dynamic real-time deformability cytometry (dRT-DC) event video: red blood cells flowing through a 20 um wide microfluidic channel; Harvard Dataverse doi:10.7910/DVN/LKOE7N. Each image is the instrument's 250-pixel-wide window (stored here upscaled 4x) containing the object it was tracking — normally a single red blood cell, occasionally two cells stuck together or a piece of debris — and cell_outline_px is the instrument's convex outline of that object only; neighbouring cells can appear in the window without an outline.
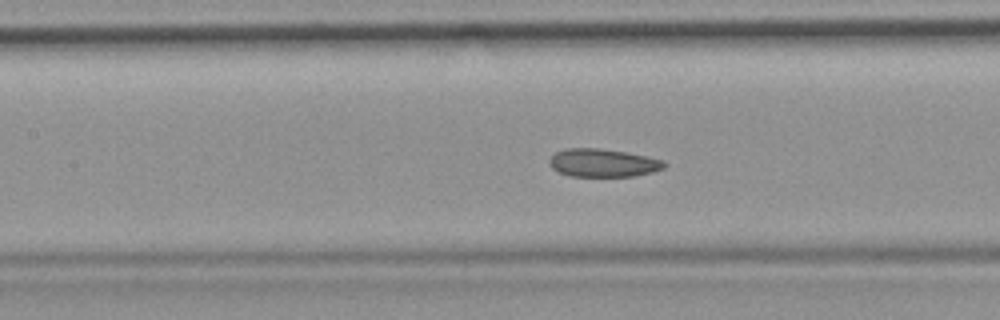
{"species": "common noctule bat (a hibernating species)", "species_latin": "Nyctalus noctula", "temperature_condition": "room temperature", "stored_images_in_passage": 52, "camera_frame_rate_fps": 3000, "um_per_image_px": 0.085, "animal": {"sex": "female", "body_mass_g": 19.9}, "frame": {"image": 1, "passage_image": 23, "time_ms": 7.333, "image_size_px": [1000, 320], "cell_outline_px": [[668, 164], [664, 168], [652, 172], [636, 176], [568, 176], [552, 168], [548, 160], [556, 152], [564, 148], [600, 148], [628, 152], [648, 156], [664, 160]], "centroid_in_image_um": [51.29, 13.83], "position_along_channel_um": 156.1, "area_um2": 19.02}, "authors_computed_cell_mechanics": {"area_um2": 19.5653, "velocity_mm_per_s": 3.9471, "shape_relaxation_time_tau1_ms": null, "shape_relaxation_time_tau2_ms": 2.3492, "deformation_change_tau1": null, "deformation_change_tau2": 0.0697}}